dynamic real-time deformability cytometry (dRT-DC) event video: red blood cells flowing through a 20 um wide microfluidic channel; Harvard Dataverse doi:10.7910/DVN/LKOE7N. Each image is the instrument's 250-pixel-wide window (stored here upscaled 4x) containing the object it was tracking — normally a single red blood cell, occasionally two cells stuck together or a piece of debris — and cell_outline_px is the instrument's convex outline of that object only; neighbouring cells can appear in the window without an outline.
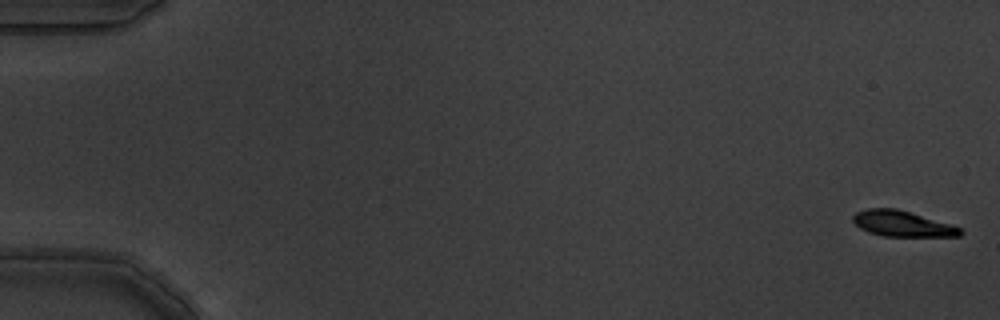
{"species": "common noctule bat (a hibernating species)", "species_latin": "Nyctalus noctula", "temperature_condition": "warm", "stored_images_in_passage": 7, "camera_frame_rate_fps": 3000, "um_per_image_px": 0.085, "animal": {"sex": "male", "body_mass_g": 19.5, "forearm_length_mm": 54.6}, "frame": {"image": 1, "passage_image": 1, "time_ms": 0.0, "image_size_px": [1000, 320], "cell_outline_px": [[964, 232], [960, 236], [884, 236], [868, 232], [860, 228], [852, 220], [852, 216], [856, 212], [868, 208], [896, 208], [952, 224], [960, 228]], "centroid_in_image_um": [76.69, 19.01], "position_along_channel_um": 8.3, "area_um2": 16.07}}